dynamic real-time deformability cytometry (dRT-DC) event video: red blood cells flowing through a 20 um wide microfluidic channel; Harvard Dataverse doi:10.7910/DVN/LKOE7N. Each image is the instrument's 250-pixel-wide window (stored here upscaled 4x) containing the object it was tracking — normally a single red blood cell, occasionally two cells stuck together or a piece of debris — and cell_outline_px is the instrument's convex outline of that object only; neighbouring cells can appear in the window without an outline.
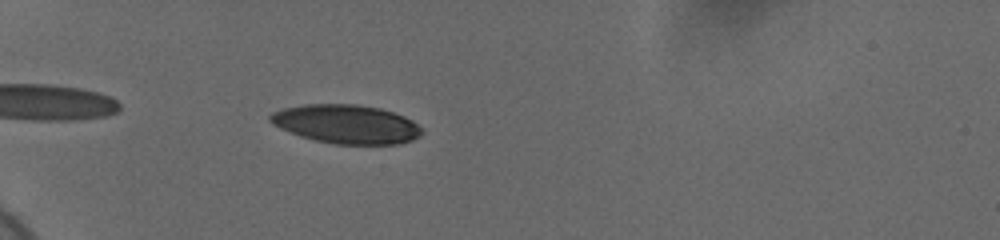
{"species": "human", "species_latin": "Homo sapiens", "temperature_condition": "cold", "stored_images_in_passage": 42, "camera_frame_rate_fps": 3000, "um_per_image_px": 0.085, "donor": {"sex": "female"}, "frame": {"image": 1, "passage_image": 4, "time_ms": 1.0, "image_size_px": [1000, 240], "cell_outline_px": [[424, 132], [420, 136], [412, 140], [400, 144], [336, 144], [316, 140], [300, 136], [280, 128], [272, 124], [268, 120], [268, 116], [272, 112], [284, 108], [304, 104], [356, 104], [380, 108], [404, 116], [412, 120]], "centroid_in_image_um": [29.43, 10.55], "position_along_channel_um": 55.6, "area_um2": 34.33}}
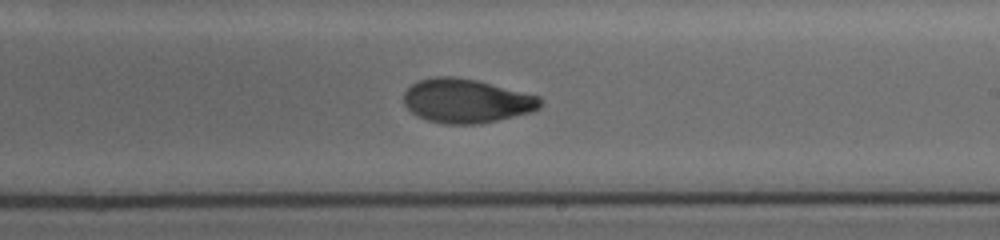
{"frame": {"image": 2, "passage_image": 22, "time_ms": 7.0, "image_size_px": [1000, 240], "cell_outline_px": [[540, 108], [532, 112], [480, 124], [444, 124], [428, 120], [416, 116], [404, 104], [404, 92], [416, 80], [432, 76], [452, 76], [476, 80], [540, 96]], "centroid_in_image_um": [39.62, 8.57], "position_along_channel_um": 249.4, "area_um2": 35.14}}
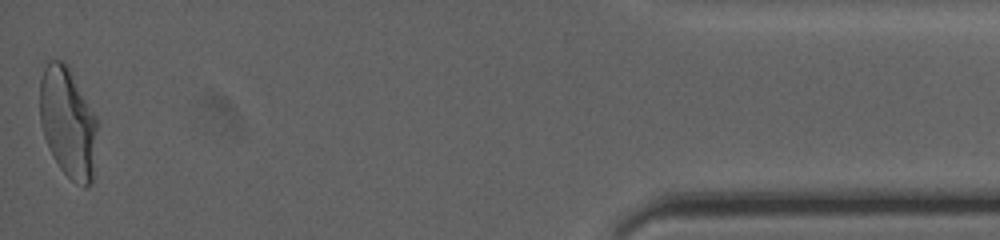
{"frame": {"image": 3, "passage_image": 42, "time_ms": 13.667, "image_size_px": [1000, 240], "cell_outline_px": [[96, 128], [92, 184], [88, 188], [84, 188], [76, 184], [60, 168], [52, 156], [44, 136], [40, 120], [40, 80], [44, 68], [52, 60], [60, 60], [68, 64], [96, 116]], "centroid_in_image_um": [5.77, 10.42], "position_along_channel_um": 429.4, "area_um2": 36.82}, "authors_computed_cell_mechanics": {"area_um2": 35.3158, "velocity_mm_per_s": 3.7005, "shape_relaxation_time_tau1_ms": 5.8219, "shape_relaxation_time_tau2_ms": 2.2432, "deformation_change_tau1": 0.2023, "deformation_change_tau2": 0.0503}}